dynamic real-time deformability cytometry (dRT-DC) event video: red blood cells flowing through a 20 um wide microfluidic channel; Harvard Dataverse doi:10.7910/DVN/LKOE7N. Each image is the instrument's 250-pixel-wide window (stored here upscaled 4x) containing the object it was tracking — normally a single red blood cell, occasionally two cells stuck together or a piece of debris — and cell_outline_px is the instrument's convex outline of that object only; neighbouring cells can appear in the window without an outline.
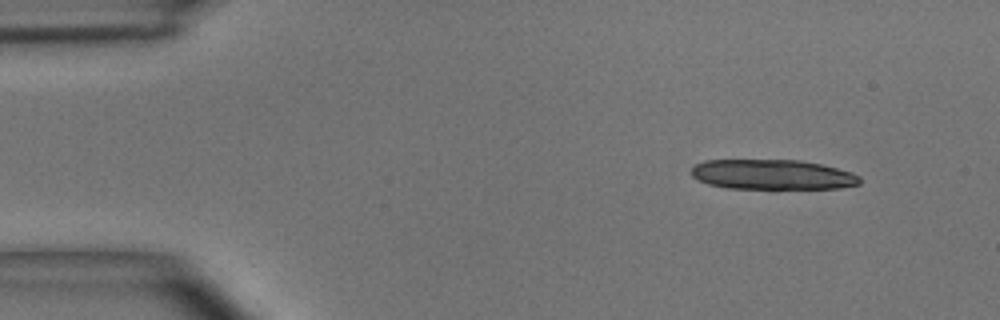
{"species": "common noctule bat (a hibernating species)", "species_latin": "Nyctalus noctula", "temperature_condition": "room temperature", "stored_images_in_passage": 16, "camera_frame_rate_fps": 3000, "um_per_image_px": 0.085, "animal": {"sex": "male", "body_mass_g": 15.6}, "frame": {"image": 1, "passage_image": 1, "time_ms": 0.0, "image_size_px": [1000, 320], "cell_outline_px": [[860, 184], [840, 188], [728, 188], [708, 184], [696, 180], [692, 176], [692, 168], [696, 164], [704, 160], [800, 160], [820, 164], [852, 172], [860, 176]], "centroid_in_image_um": [65.64, 14.83], "position_along_channel_um": 19.4, "area_um2": 29.36}}
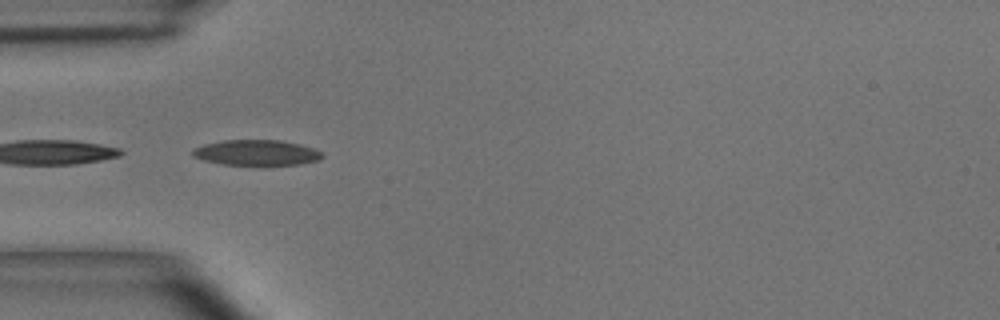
{"frame": {"image": 2, "passage_image": 11, "time_ms": 3.333, "image_size_px": [1000, 320], "cell_outline_px": [[324, 156], [320, 160], [300, 164], [264, 168], [224, 164], [204, 160], [192, 156], [192, 148], [204, 144], [224, 140], [280, 140], [300, 144], [324, 152]], "centroid_in_image_um": [21.85, 13.02], "position_along_channel_um": 63.2, "area_um2": 20.23}}